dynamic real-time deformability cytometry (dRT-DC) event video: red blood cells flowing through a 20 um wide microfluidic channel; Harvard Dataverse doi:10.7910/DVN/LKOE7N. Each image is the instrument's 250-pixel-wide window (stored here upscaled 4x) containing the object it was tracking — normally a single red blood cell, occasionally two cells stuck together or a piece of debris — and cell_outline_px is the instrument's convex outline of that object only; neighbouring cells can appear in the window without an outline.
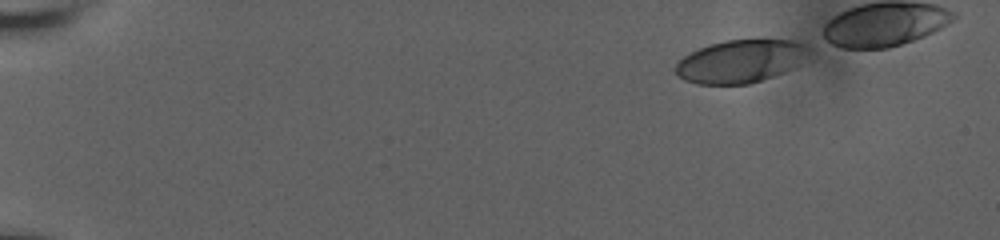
{"species": "human", "species_latin": "Homo sapiens", "temperature_condition": "room temperature", "stored_images_in_passage": 40, "camera_frame_rate_fps": 3000, "um_per_image_px": 0.085, "donor": {"sex": "male"}, "frame": {"image": 1, "passage_image": 1, "time_ms": 0.0, "image_size_px": [1000, 240], "cell_outline_px": [[808, 48], [784, 72], [748, 84], [696, 84], [684, 80], [672, 68], [684, 56], [700, 48], [712, 44], [728, 40], [792, 40]], "centroid_in_image_um": [62.78, 5.22], "position_along_channel_um": 22.2, "area_um2": 31.96}}
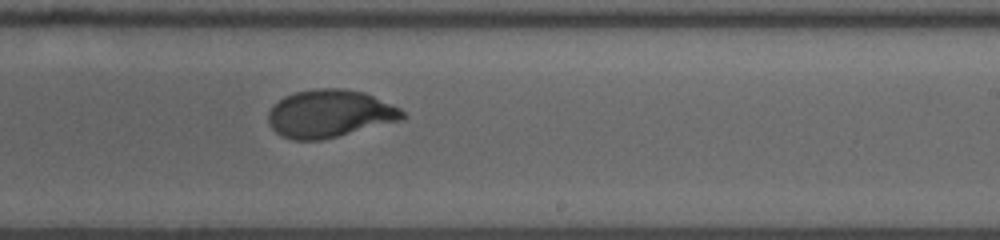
{"frame": {"image": 2, "passage_image": 27, "time_ms": 10.333, "image_size_px": [1000, 240], "cell_outline_px": [[404, 120], [320, 140], [292, 140], [276, 132], [272, 128], [268, 120], [268, 112], [284, 96], [296, 92], [316, 88], [344, 88], [364, 92], [400, 108], [404, 112]], "centroid_in_image_um": [28.04, 9.66], "position_along_channel_um": 261.0, "area_um2": 37.11}}
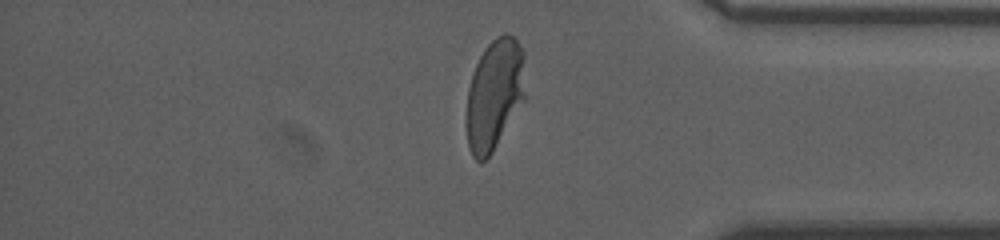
{"frame": {"image": 3, "passage_image": 37, "time_ms": 14.333, "image_size_px": [1000, 240], "cell_outline_px": [[524, 100], [492, 152], [480, 164], [472, 156], [468, 148], [468, 88], [472, 72], [484, 48], [496, 36], [504, 32], [508, 32], [516, 36], [524, 52]], "centroid_in_image_um": [42.05, 7.96], "position_along_channel_um": 393.2, "area_um2": 37.92}}